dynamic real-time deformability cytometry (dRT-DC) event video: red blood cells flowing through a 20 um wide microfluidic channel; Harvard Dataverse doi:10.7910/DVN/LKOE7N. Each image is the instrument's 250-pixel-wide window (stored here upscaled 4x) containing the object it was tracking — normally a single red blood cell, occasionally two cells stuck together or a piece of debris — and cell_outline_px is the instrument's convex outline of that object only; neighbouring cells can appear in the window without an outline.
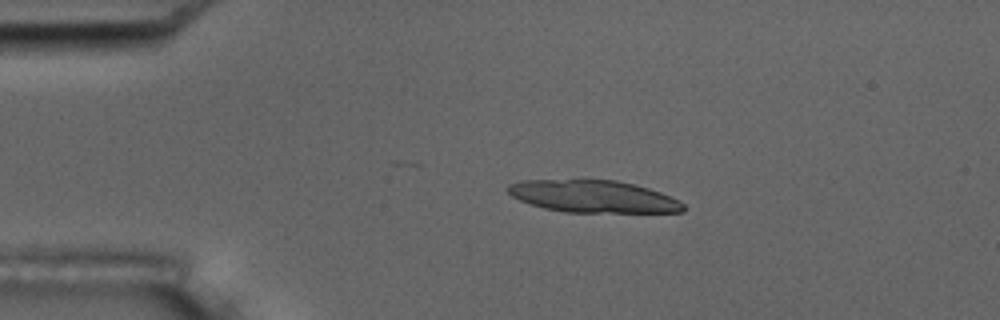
{"species": "common noctule bat (a hibernating species)", "species_latin": "Nyctalus noctula", "temperature_condition": "room temperature", "stored_images_in_passage": 4, "camera_frame_rate_fps": 3000, "um_per_image_px": 0.085, "animal": {"sex": "male", "body_mass_g": 17.5, "forearm_length_mm": 52.3}, "frame": {"image": 1, "passage_image": 3, "time_ms": 0.667, "image_size_px": [1000, 320], "cell_outline_px": [[684, 212], [564, 212], [544, 208], [528, 204], [512, 196], [508, 192], [508, 184], [524, 180], [616, 180], [648, 188], [660, 192], [680, 200], [684, 204]], "centroid_in_image_um": [50.43, 16.7], "position_along_channel_um": 34.6, "area_um2": 32.83}}